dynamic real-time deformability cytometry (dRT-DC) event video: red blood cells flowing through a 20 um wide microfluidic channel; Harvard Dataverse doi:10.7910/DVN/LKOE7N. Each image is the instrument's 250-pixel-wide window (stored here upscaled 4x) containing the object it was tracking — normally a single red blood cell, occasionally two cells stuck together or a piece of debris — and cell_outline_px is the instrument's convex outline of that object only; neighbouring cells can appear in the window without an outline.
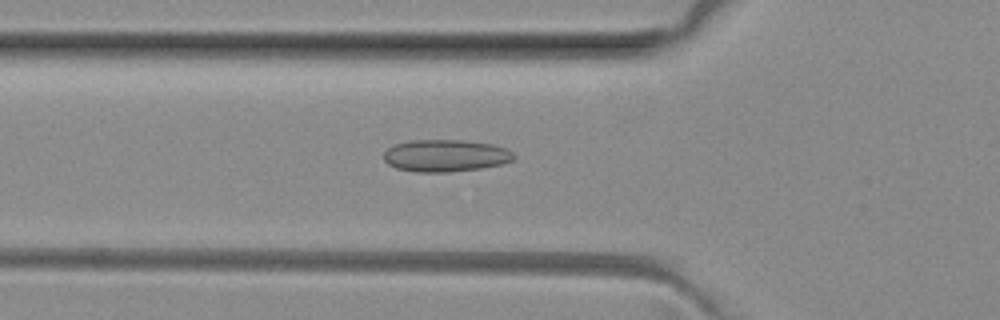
{"species": "common noctule bat (a hibernating species)", "species_latin": "Nyctalus noctula", "temperature_condition": "room temperature", "stored_images_in_passage": 50, "camera_frame_rate_fps": 3000, "um_per_image_px": 0.085, "animal": {"sex": "female", "body_mass_g": 29.2, "forearm_length_mm": 56.3}, "frame": {"image": 1, "passage_image": 17, "time_ms": 5.333, "image_size_px": [1000, 320], "cell_outline_px": [[516, 156], [512, 160], [500, 164], [480, 168], [448, 172], [416, 172], [396, 168], [388, 164], [384, 160], [384, 152], [392, 144], [408, 140], [464, 140], [492, 144], [508, 148]], "centroid_in_image_um": [37.84, 13.22], "position_along_channel_um": 88.0, "area_um2": 24.51}}
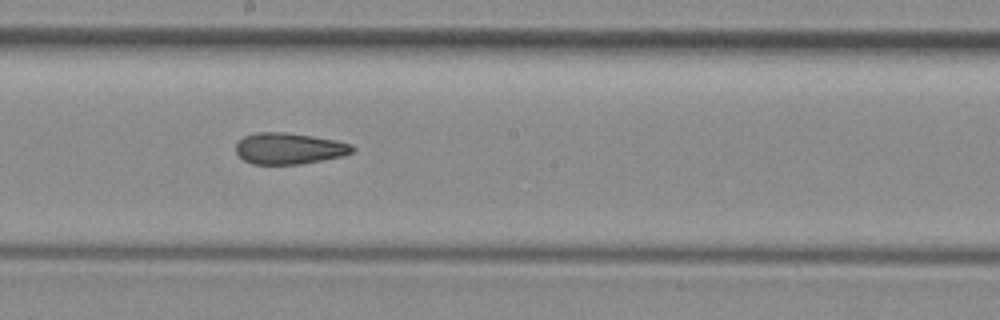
{"frame": {"image": 2, "passage_image": 27, "time_ms": 8.667, "image_size_px": [1000, 320], "cell_outline_px": [[356, 148], [352, 152], [340, 156], [300, 164], [252, 164], [244, 160], [236, 152], [236, 144], [244, 136], [256, 132], [284, 132], [312, 136], [336, 140], [352, 144]], "centroid_in_image_um": [24.56, 12.61], "position_along_channel_um": 223.6, "area_um2": 21.1}}
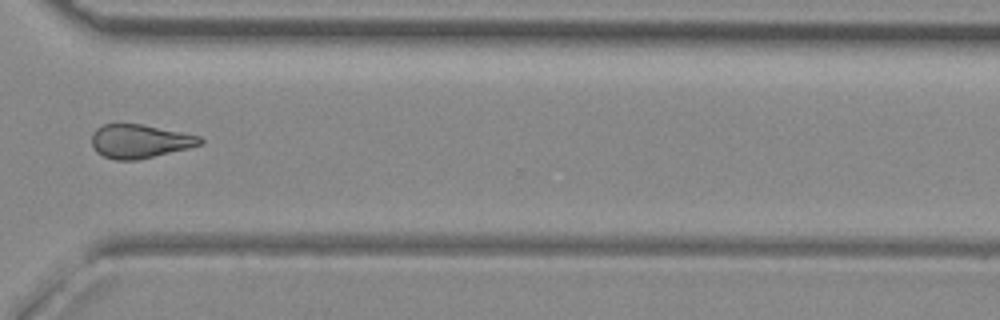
{"frame": {"image": 3, "passage_image": 37, "time_ms": 12.0, "image_size_px": [1000, 320], "cell_outline_px": [[204, 140], [200, 144], [188, 148], [136, 160], [116, 160], [104, 156], [96, 152], [92, 144], [92, 132], [96, 128], [104, 124], [140, 124], [200, 136]], "centroid_in_image_um": [11.84, 12.0], "position_along_channel_um": 358.8, "area_um2": 20.98}, "authors_computed_cell_mechanics": {"area_um2": 22.1663, "velocity_mm_per_s": 4.0561, "shape_relaxation_time_tau1_ms": null, "shape_relaxation_time_tau2_ms": 3.576, "deformation_change_tau1": null, "deformation_change_tau2": 0.116}}